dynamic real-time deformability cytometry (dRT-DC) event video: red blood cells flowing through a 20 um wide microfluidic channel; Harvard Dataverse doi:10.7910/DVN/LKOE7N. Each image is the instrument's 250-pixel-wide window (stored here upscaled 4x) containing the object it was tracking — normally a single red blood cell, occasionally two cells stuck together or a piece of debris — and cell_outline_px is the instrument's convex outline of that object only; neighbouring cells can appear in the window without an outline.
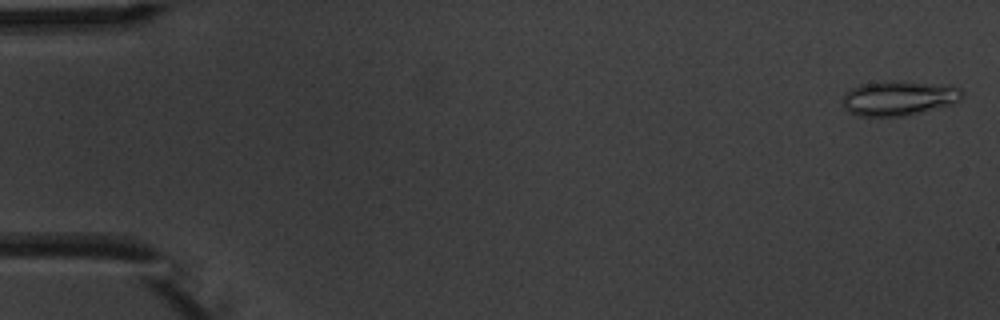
{"species": "common noctule bat (a hibernating species)", "species_latin": "Nyctalus noctula", "temperature_condition": "warm", "stored_images_in_passage": 4, "camera_frame_rate_fps": 3000, "um_per_image_px": 0.085, "animal": {"sex": "male", "body_mass_g": 20.1, "forearm_length_mm": 53.5}, "frame": {"image": 1, "passage_image": 1, "time_ms": 0.0, "image_size_px": [1000, 320], "cell_outline_px": [[964, 96], [960, 100], [952, 104], [908, 116], [856, 116], [848, 112], [844, 108], [840, 100], [844, 92], [860, 84], [884, 80], [904, 80], [944, 84], [960, 88], [964, 92]], "centroid_in_image_um": [76.37, 8.32], "position_along_channel_um": 8.6, "area_um2": 25.09}}
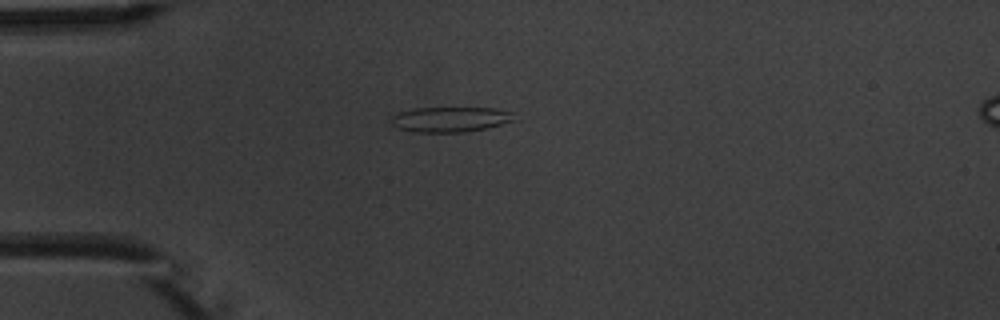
{"frame": {"image": 2, "passage_image": 4, "time_ms": 4.333, "image_size_px": [1000, 320], "cell_outline_px": [[516, 120], [488, 128], [464, 132], [416, 132], [396, 128], [392, 124], [388, 116], [396, 112], [412, 108], [496, 108], [512, 112]], "centroid_in_image_um": [38.22, 10.14], "position_along_channel_um": 46.8, "area_um2": 18.38}}